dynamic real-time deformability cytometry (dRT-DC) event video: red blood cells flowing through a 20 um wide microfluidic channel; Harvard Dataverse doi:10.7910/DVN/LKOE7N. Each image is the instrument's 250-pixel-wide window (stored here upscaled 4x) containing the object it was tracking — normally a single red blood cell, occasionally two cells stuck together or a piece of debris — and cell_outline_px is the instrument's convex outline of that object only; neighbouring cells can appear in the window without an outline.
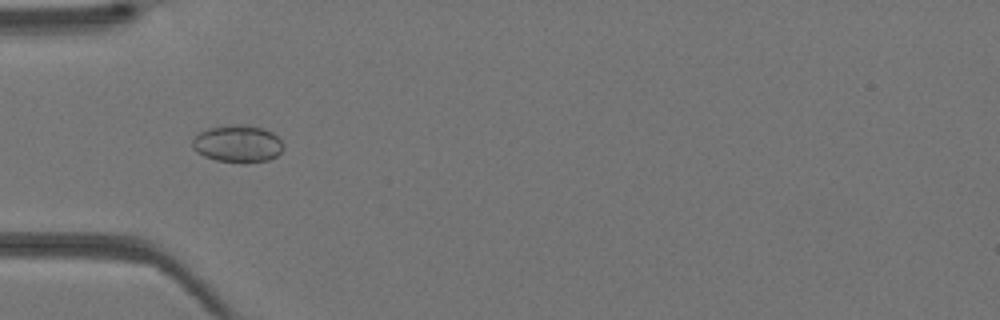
{"species": "Egyptian fruit bat (a non-hibernating species)", "species_latin": "Rousettus aegyptiacus", "temperature_condition": "warm", "stored_images_in_passage": 41, "camera_frame_rate_fps": 3000, "um_per_image_px": 0.085, "animal": {"sex": "female"}, "frame": {"image": 1, "passage_image": 13, "time_ms": 4.0, "image_size_px": [1000, 320], "cell_outline_px": [[284, 148], [276, 156], [268, 160], [244, 164], [216, 160], [204, 156], [196, 152], [192, 148], [192, 140], [200, 132], [208, 128], [232, 124], [240, 124], [264, 128], [272, 132], [284, 144]], "centroid_in_image_um": [20.2, 12.23], "position_along_channel_um": 64.8, "area_um2": 20.0}}
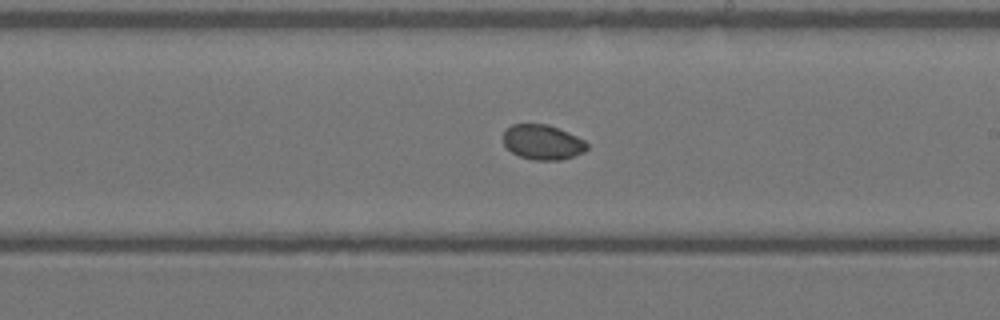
{"frame": {"image": 2, "passage_image": 24, "time_ms": 7.667, "image_size_px": [1000, 320], "cell_outline_px": [[588, 148], [584, 152], [560, 160], [532, 160], [520, 156], [512, 152], [504, 144], [504, 132], [512, 124], [548, 124], [568, 132], [584, 140], [588, 144]], "centroid_in_image_um": [46.13, 12.08], "position_along_channel_um": 242.9, "area_um2": 16.94}}
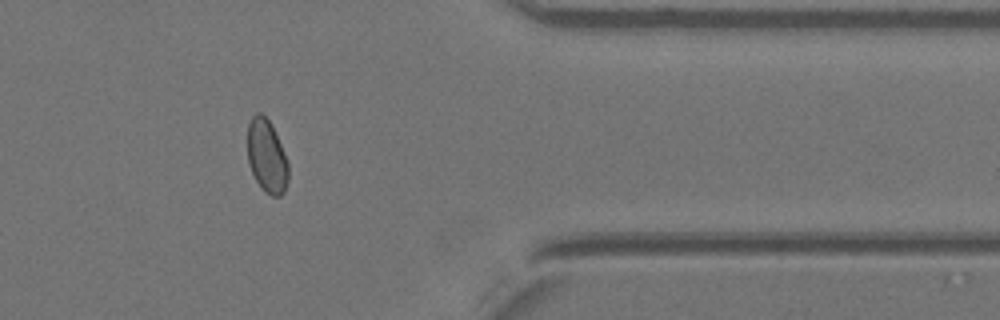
{"frame": {"image": 3, "passage_image": 34, "time_ms": 11.0, "image_size_px": [1000, 320], "cell_outline_px": [[288, 180], [284, 192], [280, 196], [272, 196], [264, 192], [256, 180], [248, 164], [248, 124], [252, 116], [256, 112], [260, 112], [268, 120], [284, 152], [288, 164]], "centroid_in_image_um": [22.66, 13.31], "position_along_channel_um": 388.7, "area_um2": 17.22}}